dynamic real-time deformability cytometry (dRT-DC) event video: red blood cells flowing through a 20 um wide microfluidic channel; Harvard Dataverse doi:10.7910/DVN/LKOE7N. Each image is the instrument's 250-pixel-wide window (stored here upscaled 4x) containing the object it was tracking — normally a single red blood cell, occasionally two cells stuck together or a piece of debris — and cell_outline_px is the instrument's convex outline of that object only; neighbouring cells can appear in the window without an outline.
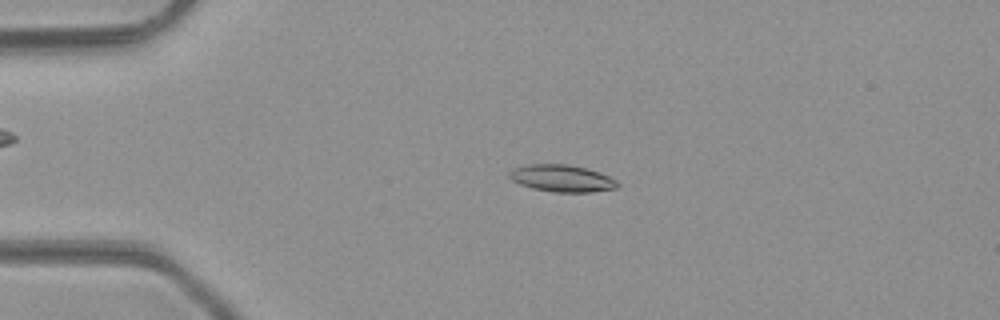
{"species": "common noctule bat (a hibernating species)", "species_latin": "Nyctalus noctula", "temperature_condition": "room temperature", "stored_images_in_passage": 48, "camera_frame_rate_fps": 3000, "um_per_image_px": 0.085, "animal": {"sex": "male", "body_mass_g": 23.1, "forearm_length_mm": 52.7}, "frame": {"image": 1, "passage_image": 11, "time_ms": 3.333, "image_size_px": [1000, 320], "cell_outline_px": [[620, 184], [616, 188], [592, 192], [556, 192], [532, 188], [520, 184], [512, 180], [508, 176], [508, 172], [512, 168], [528, 164], [564, 164], [584, 168], [600, 172], [616, 180]], "centroid_in_image_um": [47.74, 15.16], "position_along_channel_um": 37.3, "area_um2": 16.99}}
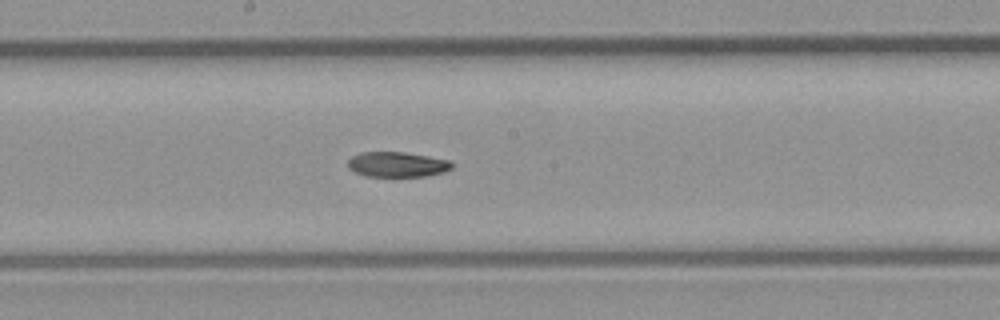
{"frame": {"image": 2, "passage_image": 26, "time_ms": 8.333, "image_size_px": [1000, 320], "cell_outline_px": [[452, 168], [444, 172], [424, 176], [364, 176], [348, 168], [348, 160], [352, 156], [360, 152], [404, 152], [452, 160]], "centroid_in_image_um": [33.77, 13.97], "position_along_channel_um": 214.4, "area_um2": 15.26}}
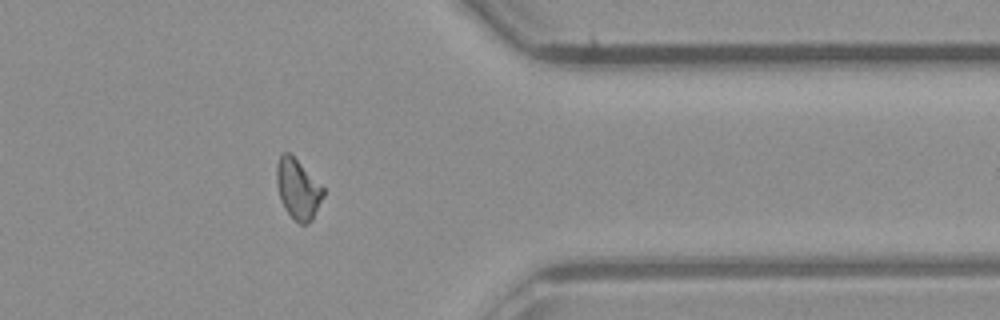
{"frame": {"image": 3, "passage_image": 39, "time_ms": 12.667, "image_size_px": [1000, 320], "cell_outline_px": [[324, 196], [312, 220], [304, 224], [300, 224], [284, 208], [280, 200], [276, 184], [276, 164], [280, 156], [284, 152], [288, 152], [324, 188]], "centroid_in_image_um": [25.3, 16.08], "position_along_channel_um": 386.1, "area_um2": 16.07}, "authors_computed_cell_mechanics": {"area_um2": 16.3574, "velocity_mm_per_s": 4.2877, "shape_relaxation_time_tau1_ms": 5.5192, "shape_relaxation_time_tau2_ms": null, "deformation_change_tau1": 0.1609, "deformation_change_tau2": null}}